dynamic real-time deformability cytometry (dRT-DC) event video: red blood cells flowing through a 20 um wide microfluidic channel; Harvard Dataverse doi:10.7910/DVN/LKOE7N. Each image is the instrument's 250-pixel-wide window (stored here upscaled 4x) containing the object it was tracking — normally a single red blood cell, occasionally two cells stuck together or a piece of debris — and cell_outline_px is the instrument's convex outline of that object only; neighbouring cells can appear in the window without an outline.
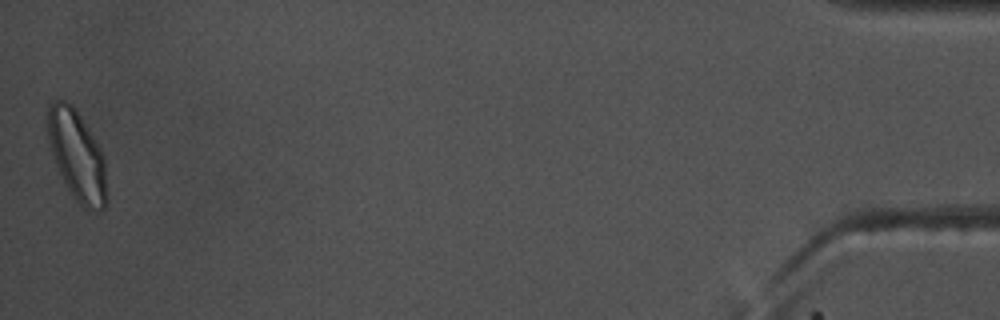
{"species": "common noctule bat (a hibernating species)", "species_latin": "Nyctalus noctula", "temperature_condition": "warm", "stored_images_in_passage": 54, "camera_frame_rate_fps": 3000, "um_per_image_px": 0.085, "animal": {"sex": "male", "body_mass_g": 17.5, "forearm_length_mm": 52.3}, "frame": {"image": 1, "passage_image": 54, "time_ms": 17.667, "image_size_px": [1000, 320], "cell_outline_px": [[108, 200], [104, 208], [100, 212], [84, 208], [76, 200], [68, 188], [56, 164], [52, 152], [48, 136], [48, 104], [52, 100], [64, 100], [72, 104], [80, 116], [100, 148], [104, 156]], "centroid_in_image_um": [6.58, 13.24], "position_along_channel_um": 428.6, "area_um2": 30.75}, "authors_computed_cell_mechanics": {"area_um2": 20.7213, "velocity_mm_per_s": 3.7031, "shape_relaxation_time_tau1_ms": null, "shape_relaxation_time_tau2_ms": 2.0936, "deformation_change_tau1": null, "deformation_change_tau2": 0.0627}}